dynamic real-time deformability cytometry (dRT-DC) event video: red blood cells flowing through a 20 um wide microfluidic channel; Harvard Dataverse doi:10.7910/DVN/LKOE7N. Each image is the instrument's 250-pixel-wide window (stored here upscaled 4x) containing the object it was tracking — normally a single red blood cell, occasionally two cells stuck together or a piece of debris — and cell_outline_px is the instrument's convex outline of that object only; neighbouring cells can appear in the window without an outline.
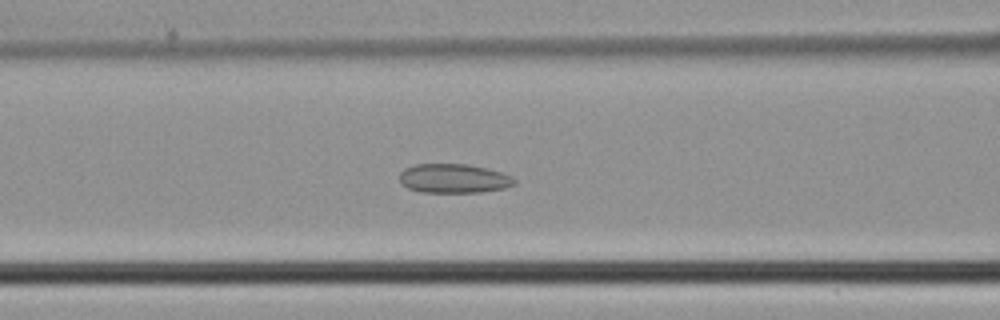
{"species": "common noctule bat (a hibernating species)", "species_latin": "Nyctalus noctula", "temperature_condition": "cold", "stored_images_in_passage": 33, "camera_frame_rate_fps": 3000, "um_per_image_px": 0.085, "animal": {"sex": "male", "body_mass_g": 21.5, "forearm_length_mm": 52.0}, "frame": {"image": 1, "passage_image": 6, "time_ms": 1.667, "image_size_px": [1000, 320], "cell_outline_px": [[516, 184], [504, 188], [480, 192], [420, 192], [408, 188], [400, 184], [400, 172], [404, 168], [416, 164], [468, 164], [488, 168], [512, 176], [516, 180]], "centroid_in_image_um": [38.56, 15.16], "position_along_channel_um": 128.0, "area_um2": 19.65}}
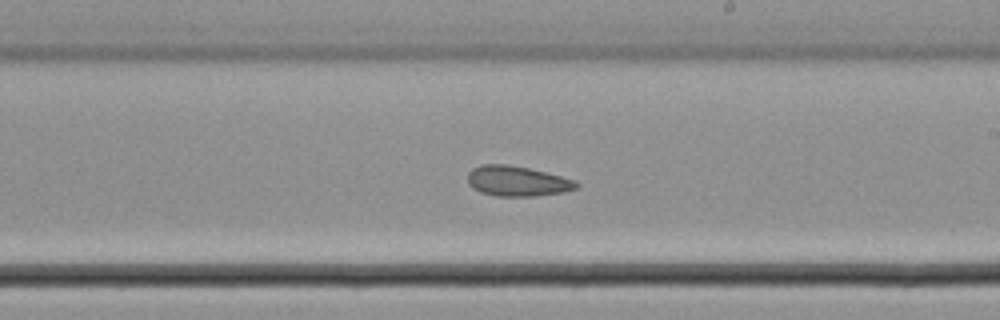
{"frame": {"image": 2, "passage_image": 14, "time_ms": 4.333, "image_size_px": [1000, 320], "cell_outline_px": [[580, 188], [564, 192], [536, 196], [496, 196], [480, 192], [472, 188], [468, 184], [468, 172], [472, 168], [480, 164], [508, 164], [528, 168], [560, 176], [572, 180], [580, 184]], "centroid_in_image_um": [43.94, 15.4], "position_along_channel_um": 245.1, "area_um2": 19.25}}
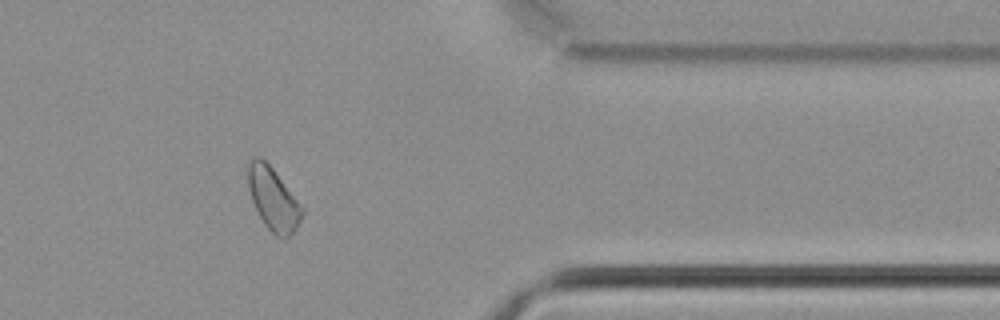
{"frame": {"image": 3, "passage_image": 25, "time_ms": 8.0, "image_size_px": [1000, 320], "cell_outline_px": [[304, 212], [296, 228], [288, 236], [276, 236], [264, 224], [252, 200], [248, 188], [248, 164], [252, 156], [260, 156], [272, 168], [304, 208]], "centroid_in_image_um": [23.21, 16.88], "position_along_channel_um": 388.2, "area_um2": 19.36}}